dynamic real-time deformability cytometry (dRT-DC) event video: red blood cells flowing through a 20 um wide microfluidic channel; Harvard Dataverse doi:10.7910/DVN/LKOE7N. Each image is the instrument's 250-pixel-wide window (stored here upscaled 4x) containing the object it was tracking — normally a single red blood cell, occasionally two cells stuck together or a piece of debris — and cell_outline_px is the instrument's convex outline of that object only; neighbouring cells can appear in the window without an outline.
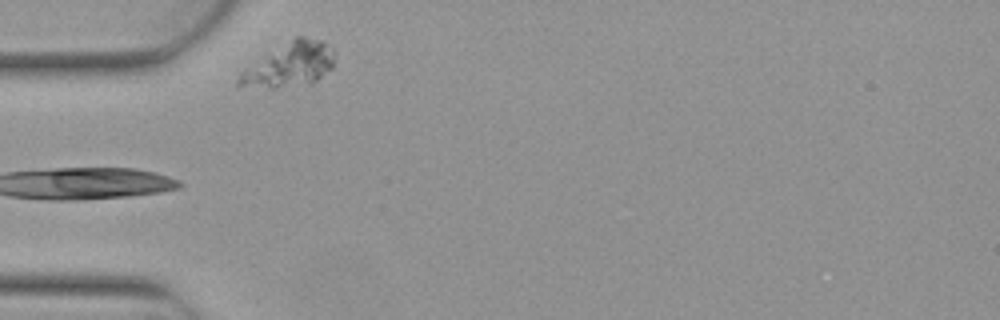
{"species": "Egyptian fruit bat (a non-hibernating species)", "species_latin": "Rousettus aegyptiacus", "temperature_condition": "warm", "stored_images_in_passage": 6, "camera_frame_rate_fps": 3000, "um_per_image_px": 0.085, "animal": {"sex": "female"}, "frame": {"image": 1, "passage_image": 5, "time_ms": 1.333, "image_size_px": [1000, 320], "cell_outline_px": [[332, 68], [316, 80], [276, 88], [236, 88], [236, 80], [240, 72], [296, 36], [304, 36], [324, 40], [332, 48]], "centroid_in_image_um": [24.56, 5.51], "position_along_channel_um": 60.4, "area_um2": 24.1}}